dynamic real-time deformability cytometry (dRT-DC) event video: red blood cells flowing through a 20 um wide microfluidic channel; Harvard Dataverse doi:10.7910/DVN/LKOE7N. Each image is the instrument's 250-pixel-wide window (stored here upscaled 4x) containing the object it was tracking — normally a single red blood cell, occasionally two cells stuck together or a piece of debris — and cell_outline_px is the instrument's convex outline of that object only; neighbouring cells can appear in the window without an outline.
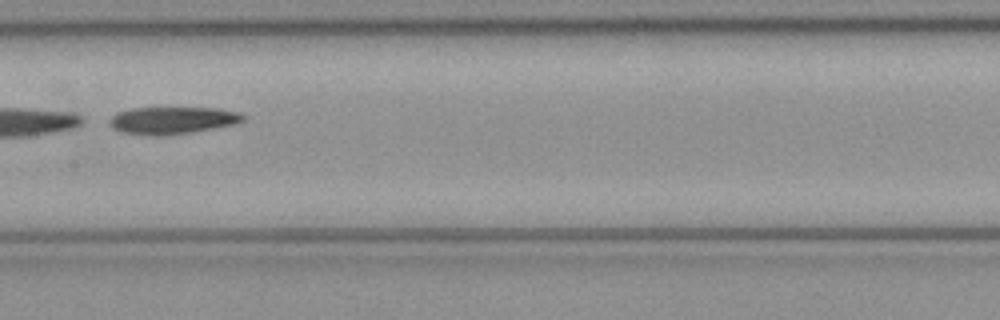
{"species": "common noctule bat (a hibernating species)", "species_latin": "Nyctalus noctula", "temperature_condition": "cold", "stored_images_in_passage": 5, "camera_frame_rate_fps": 3000, "um_per_image_px": 0.085, "animal": {"sex": "female", "body_mass_g": 21.9}, "frame": {"image": 1, "passage_image": 5, "time_ms": 1.333, "image_size_px": [1000, 320], "cell_outline_px": [[244, 120], [236, 124], [192, 132], [160, 136], [148, 136], [120, 132], [112, 128], [108, 124], [108, 120], [116, 112], [132, 108], [220, 108], [240, 112], [244, 116]], "centroid_in_image_um": [14.62, 10.23], "position_along_channel_um": 192.8, "area_um2": 21.5}}